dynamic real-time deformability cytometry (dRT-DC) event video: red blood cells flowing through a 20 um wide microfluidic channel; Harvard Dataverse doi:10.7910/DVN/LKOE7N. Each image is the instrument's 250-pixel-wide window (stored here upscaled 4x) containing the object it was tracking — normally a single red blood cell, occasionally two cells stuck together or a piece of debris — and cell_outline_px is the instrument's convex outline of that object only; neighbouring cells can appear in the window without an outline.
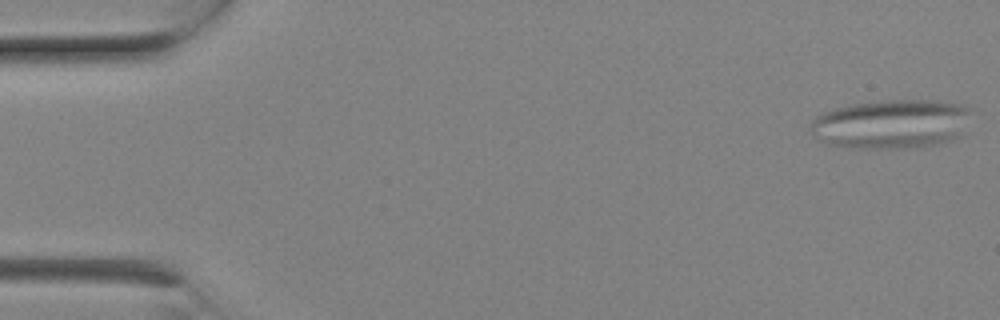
{"species": "Egyptian fruit bat (a non-hibernating species)", "species_latin": "Rousettus aegyptiacus", "temperature_condition": "room temperature", "stored_images_in_passage": 9, "camera_frame_rate_fps": 3000, "um_per_image_px": 0.085, "animal": {"sex": "female"}, "frame": {"image": 1, "passage_image": 1, "time_ms": 0.0, "image_size_px": [1000, 320], "cell_outline_px": [[972, 108], [960, 136], [952, 140], [940, 144], [916, 148], [852, 148], [828, 144], [820, 140], [812, 132], [812, 120], [816, 116], [824, 112], [836, 108], [852, 104], [880, 100], [928, 100], [964, 104]], "centroid_in_image_um": [75.8, 10.54], "position_along_channel_um": 9.2, "area_um2": 46.24}}